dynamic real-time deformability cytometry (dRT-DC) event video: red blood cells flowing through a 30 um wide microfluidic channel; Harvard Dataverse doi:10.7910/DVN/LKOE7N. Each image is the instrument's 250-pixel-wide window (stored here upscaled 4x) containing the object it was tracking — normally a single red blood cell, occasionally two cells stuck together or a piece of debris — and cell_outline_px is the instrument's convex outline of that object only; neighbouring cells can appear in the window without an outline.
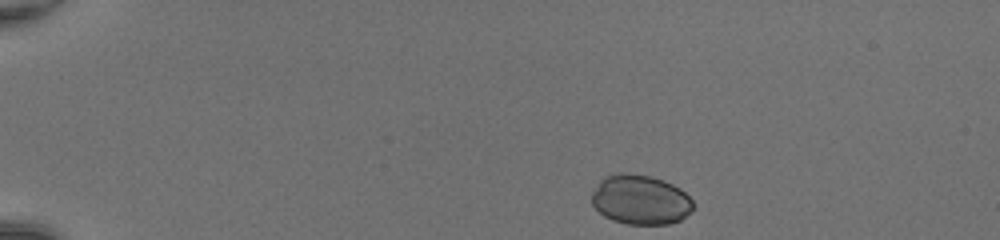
{"species": "common noctule bat (a hibernating species)", "species_latin": "Nyctalus noctula", "temperature_condition": "room temperature", "stored_images_in_passage": 37, "camera_frame_rate_fps": 3000, "um_per_image_px": 0.085, "animal": {"sex": "female", "body_mass_g": 20.0, "forearm_length_mm": 54.0}, "frame": {"image": 1, "passage_image": 1, "time_ms": 0.0, "image_size_px": [1000, 240], "cell_outline_px": [[692, 212], [680, 220], [668, 224], [628, 224], [612, 220], [604, 216], [592, 204], [592, 192], [600, 180], [604, 176], [620, 172], [628, 172], [652, 176], [664, 180], [680, 188], [692, 200]], "centroid_in_image_um": [54.43, 16.96], "position_along_channel_um": 30.6, "area_um2": 29.54}}
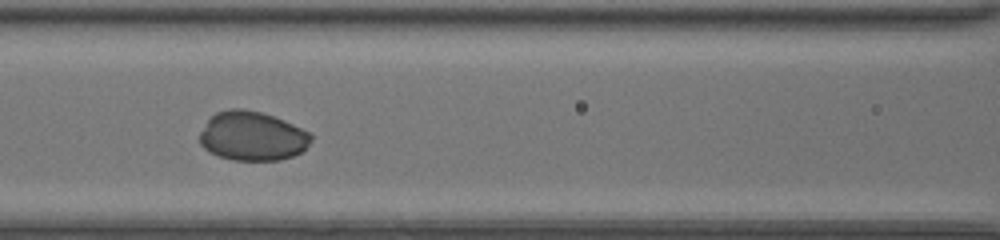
{"frame": {"image": 2, "passage_image": 16, "time_ms": 5.0, "image_size_px": [1000, 240], "cell_outline_px": [[312, 140], [300, 152], [292, 156], [280, 160], [232, 160], [208, 152], [200, 144], [200, 132], [208, 120], [216, 112], [228, 108], [244, 108], [260, 112], [284, 120], [308, 132], [312, 136]], "centroid_in_image_um": [21.41, 11.56], "position_along_channel_um": 145.2, "area_um2": 31.79}}
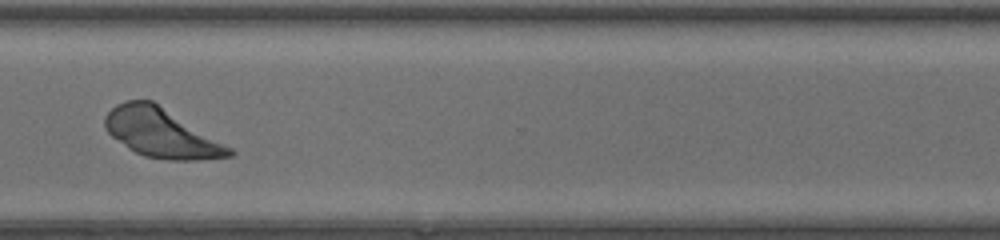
{"frame": {"image": 3, "passage_image": 31, "time_ms": 10.0, "image_size_px": [1000, 240], "cell_outline_px": [[236, 152], [232, 156], [200, 160], [168, 160], [144, 156], [128, 148], [112, 136], [104, 128], [104, 116], [116, 104], [124, 100], [152, 100], [232, 148]], "centroid_in_image_um": [13.7, 11.3], "position_along_channel_um": 356.9, "area_um2": 35.32}}